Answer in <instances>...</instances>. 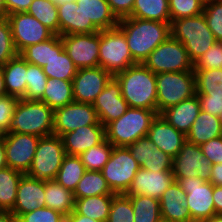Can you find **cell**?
I'll return each mask as SVG.
<instances>
[{
	"label": "cell",
	"instance_id": "6da1fadb",
	"mask_svg": "<svg viewBox=\"0 0 222 222\" xmlns=\"http://www.w3.org/2000/svg\"><path fill=\"white\" fill-rule=\"evenodd\" d=\"M125 35L130 53L137 63H143L148 55L170 36V23L126 17L117 26Z\"/></svg>",
	"mask_w": 222,
	"mask_h": 222
},
{
	"label": "cell",
	"instance_id": "7a4b0ae2",
	"mask_svg": "<svg viewBox=\"0 0 222 222\" xmlns=\"http://www.w3.org/2000/svg\"><path fill=\"white\" fill-rule=\"evenodd\" d=\"M114 77L129 107L157 111L156 74L143 63L131 65Z\"/></svg>",
	"mask_w": 222,
	"mask_h": 222
},
{
	"label": "cell",
	"instance_id": "3957f363",
	"mask_svg": "<svg viewBox=\"0 0 222 222\" xmlns=\"http://www.w3.org/2000/svg\"><path fill=\"white\" fill-rule=\"evenodd\" d=\"M54 110L40 100L19 99L8 133L45 137L53 134Z\"/></svg>",
	"mask_w": 222,
	"mask_h": 222
},
{
	"label": "cell",
	"instance_id": "277c9868",
	"mask_svg": "<svg viewBox=\"0 0 222 222\" xmlns=\"http://www.w3.org/2000/svg\"><path fill=\"white\" fill-rule=\"evenodd\" d=\"M170 32L173 39L184 45L193 64L217 41L207 26L203 13L172 20Z\"/></svg>",
	"mask_w": 222,
	"mask_h": 222
},
{
	"label": "cell",
	"instance_id": "5b68a950",
	"mask_svg": "<svg viewBox=\"0 0 222 222\" xmlns=\"http://www.w3.org/2000/svg\"><path fill=\"white\" fill-rule=\"evenodd\" d=\"M157 111L131 108L105 127L106 139L116 147H128L141 137L147 136Z\"/></svg>",
	"mask_w": 222,
	"mask_h": 222
},
{
	"label": "cell",
	"instance_id": "8992f818",
	"mask_svg": "<svg viewBox=\"0 0 222 222\" xmlns=\"http://www.w3.org/2000/svg\"><path fill=\"white\" fill-rule=\"evenodd\" d=\"M134 64L137 62L118 27L99 31V67L114 77Z\"/></svg>",
	"mask_w": 222,
	"mask_h": 222
},
{
	"label": "cell",
	"instance_id": "52a82bcc",
	"mask_svg": "<svg viewBox=\"0 0 222 222\" xmlns=\"http://www.w3.org/2000/svg\"><path fill=\"white\" fill-rule=\"evenodd\" d=\"M157 86V112L160 114L165 109L196 95L195 73L164 72L156 74Z\"/></svg>",
	"mask_w": 222,
	"mask_h": 222
},
{
	"label": "cell",
	"instance_id": "ba28073f",
	"mask_svg": "<svg viewBox=\"0 0 222 222\" xmlns=\"http://www.w3.org/2000/svg\"><path fill=\"white\" fill-rule=\"evenodd\" d=\"M65 155L60 136L52 134L40 137L27 175L39 180H54Z\"/></svg>",
	"mask_w": 222,
	"mask_h": 222
},
{
	"label": "cell",
	"instance_id": "9c48e42d",
	"mask_svg": "<svg viewBox=\"0 0 222 222\" xmlns=\"http://www.w3.org/2000/svg\"><path fill=\"white\" fill-rule=\"evenodd\" d=\"M153 73L194 71L184 45L171 36L158 45L143 61Z\"/></svg>",
	"mask_w": 222,
	"mask_h": 222
},
{
	"label": "cell",
	"instance_id": "30bf717a",
	"mask_svg": "<svg viewBox=\"0 0 222 222\" xmlns=\"http://www.w3.org/2000/svg\"><path fill=\"white\" fill-rule=\"evenodd\" d=\"M139 169L140 166L128 147L114 146L110 159L101 172L113 193L125 194Z\"/></svg>",
	"mask_w": 222,
	"mask_h": 222
},
{
	"label": "cell",
	"instance_id": "8fae6325",
	"mask_svg": "<svg viewBox=\"0 0 222 222\" xmlns=\"http://www.w3.org/2000/svg\"><path fill=\"white\" fill-rule=\"evenodd\" d=\"M186 192L191 222H199L216 215L213 202V185L199 177L174 178Z\"/></svg>",
	"mask_w": 222,
	"mask_h": 222
},
{
	"label": "cell",
	"instance_id": "7c38bea8",
	"mask_svg": "<svg viewBox=\"0 0 222 222\" xmlns=\"http://www.w3.org/2000/svg\"><path fill=\"white\" fill-rule=\"evenodd\" d=\"M14 47L18 54L30 45L38 44L51 38L54 33L27 12H18L7 16Z\"/></svg>",
	"mask_w": 222,
	"mask_h": 222
},
{
	"label": "cell",
	"instance_id": "4fadbf2b",
	"mask_svg": "<svg viewBox=\"0 0 222 222\" xmlns=\"http://www.w3.org/2000/svg\"><path fill=\"white\" fill-rule=\"evenodd\" d=\"M211 166L200 146L186 141L173 158L172 173L174 178L199 177L209 182Z\"/></svg>",
	"mask_w": 222,
	"mask_h": 222
},
{
	"label": "cell",
	"instance_id": "5bb4252c",
	"mask_svg": "<svg viewBox=\"0 0 222 222\" xmlns=\"http://www.w3.org/2000/svg\"><path fill=\"white\" fill-rule=\"evenodd\" d=\"M64 50L78 69L99 66V32L61 36Z\"/></svg>",
	"mask_w": 222,
	"mask_h": 222
},
{
	"label": "cell",
	"instance_id": "9a60e30c",
	"mask_svg": "<svg viewBox=\"0 0 222 222\" xmlns=\"http://www.w3.org/2000/svg\"><path fill=\"white\" fill-rule=\"evenodd\" d=\"M88 125H102L90 103L72 102L54 110V135L61 137L67 132Z\"/></svg>",
	"mask_w": 222,
	"mask_h": 222
},
{
	"label": "cell",
	"instance_id": "2e32d148",
	"mask_svg": "<svg viewBox=\"0 0 222 222\" xmlns=\"http://www.w3.org/2000/svg\"><path fill=\"white\" fill-rule=\"evenodd\" d=\"M40 137L16 132L5 133L4 146L7 166L27 174L31 168Z\"/></svg>",
	"mask_w": 222,
	"mask_h": 222
},
{
	"label": "cell",
	"instance_id": "e0dca14e",
	"mask_svg": "<svg viewBox=\"0 0 222 222\" xmlns=\"http://www.w3.org/2000/svg\"><path fill=\"white\" fill-rule=\"evenodd\" d=\"M112 77L99 66L78 69L72 80L74 102L93 104Z\"/></svg>",
	"mask_w": 222,
	"mask_h": 222
},
{
	"label": "cell",
	"instance_id": "ac0fdd59",
	"mask_svg": "<svg viewBox=\"0 0 222 222\" xmlns=\"http://www.w3.org/2000/svg\"><path fill=\"white\" fill-rule=\"evenodd\" d=\"M92 105L96 110L99 122L105 127L120 118L129 108L122 96L121 86L115 77L110 79Z\"/></svg>",
	"mask_w": 222,
	"mask_h": 222
},
{
	"label": "cell",
	"instance_id": "d6986e66",
	"mask_svg": "<svg viewBox=\"0 0 222 222\" xmlns=\"http://www.w3.org/2000/svg\"><path fill=\"white\" fill-rule=\"evenodd\" d=\"M83 15V33H95L118 26L119 20L107 0H75Z\"/></svg>",
	"mask_w": 222,
	"mask_h": 222
},
{
	"label": "cell",
	"instance_id": "ffe728a7",
	"mask_svg": "<svg viewBox=\"0 0 222 222\" xmlns=\"http://www.w3.org/2000/svg\"><path fill=\"white\" fill-rule=\"evenodd\" d=\"M173 181L172 171L155 172L140 168L125 195H146L160 199Z\"/></svg>",
	"mask_w": 222,
	"mask_h": 222
},
{
	"label": "cell",
	"instance_id": "44dd1931",
	"mask_svg": "<svg viewBox=\"0 0 222 222\" xmlns=\"http://www.w3.org/2000/svg\"><path fill=\"white\" fill-rule=\"evenodd\" d=\"M45 180L24 174L17 189L16 202L12 212L17 218L22 214L45 207Z\"/></svg>",
	"mask_w": 222,
	"mask_h": 222
},
{
	"label": "cell",
	"instance_id": "7402d4cb",
	"mask_svg": "<svg viewBox=\"0 0 222 222\" xmlns=\"http://www.w3.org/2000/svg\"><path fill=\"white\" fill-rule=\"evenodd\" d=\"M164 153L174 158L187 141L186 135L168 123L160 114L151 123L147 135Z\"/></svg>",
	"mask_w": 222,
	"mask_h": 222
},
{
	"label": "cell",
	"instance_id": "603a6c76",
	"mask_svg": "<svg viewBox=\"0 0 222 222\" xmlns=\"http://www.w3.org/2000/svg\"><path fill=\"white\" fill-rule=\"evenodd\" d=\"M106 138L105 126L88 125L67 132L61 136L65 153L79 156Z\"/></svg>",
	"mask_w": 222,
	"mask_h": 222
},
{
	"label": "cell",
	"instance_id": "cb8c5ba5",
	"mask_svg": "<svg viewBox=\"0 0 222 222\" xmlns=\"http://www.w3.org/2000/svg\"><path fill=\"white\" fill-rule=\"evenodd\" d=\"M161 217L169 222H191L187 208L186 192L173 181L159 199Z\"/></svg>",
	"mask_w": 222,
	"mask_h": 222
},
{
	"label": "cell",
	"instance_id": "d4e9b609",
	"mask_svg": "<svg viewBox=\"0 0 222 222\" xmlns=\"http://www.w3.org/2000/svg\"><path fill=\"white\" fill-rule=\"evenodd\" d=\"M200 111V102L196 94L192 98L165 109L160 115L178 131L187 135Z\"/></svg>",
	"mask_w": 222,
	"mask_h": 222
},
{
	"label": "cell",
	"instance_id": "484cf974",
	"mask_svg": "<svg viewBox=\"0 0 222 222\" xmlns=\"http://www.w3.org/2000/svg\"><path fill=\"white\" fill-rule=\"evenodd\" d=\"M4 78L6 95L22 99L26 93L27 61L18 54L0 68Z\"/></svg>",
	"mask_w": 222,
	"mask_h": 222
},
{
	"label": "cell",
	"instance_id": "4316f807",
	"mask_svg": "<svg viewBox=\"0 0 222 222\" xmlns=\"http://www.w3.org/2000/svg\"><path fill=\"white\" fill-rule=\"evenodd\" d=\"M48 78L72 81L78 68L64 50L62 39L51 48V59L42 67Z\"/></svg>",
	"mask_w": 222,
	"mask_h": 222
},
{
	"label": "cell",
	"instance_id": "83f0119b",
	"mask_svg": "<svg viewBox=\"0 0 222 222\" xmlns=\"http://www.w3.org/2000/svg\"><path fill=\"white\" fill-rule=\"evenodd\" d=\"M222 136V127L218 116L200 111L186 135L188 142L201 145L210 139Z\"/></svg>",
	"mask_w": 222,
	"mask_h": 222
},
{
	"label": "cell",
	"instance_id": "f1b7e54d",
	"mask_svg": "<svg viewBox=\"0 0 222 222\" xmlns=\"http://www.w3.org/2000/svg\"><path fill=\"white\" fill-rule=\"evenodd\" d=\"M45 207L54 209L67 217L75 208L74 193L55 179L45 181Z\"/></svg>",
	"mask_w": 222,
	"mask_h": 222
},
{
	"label": "cell",
	"instance_id": "f546056e",
	"mask_svg": "<svg viewBox=\"0 0 222 222\" xmlns=\"http://www.w3.org/2000/svg\"><path fill=\"white\" fill-rule=\"evenodd\" d=\"M116 194H105L75 199L74 210L80 214L100 222H106Z\"/></svg>",
	"mask_w": 222,
	"mask_h": 222
},
{
	"label": "cell",
	"instance_id": "4dcf8cb0",
	"mask_svg": "<svg viewBox=\"0 0 222 222\" xmlns=\"http://www.w3.org/2000/svg\"><path fill=\"white\" fill-rule=\"evenodd\" d=\"M39 100L53 110L74 102L72 81L48 78L43 96Z\"/></svg>",
	"mask_w": 222,
	"mask_h": 222
},
{
	"label": "cell",
	"instance_id": "1f68e13d",
	"mask_svg": "<svg viewBox=\"0 0 222 222\" xmlns=\"http://www.w3.org/2000/svg\"><path fill=\"white\" fill-rule=\"evenodd\" d=\"M129 17L171 23L168 0H135Z\"/></svg>",
	"mask_w": 222,
	"mask_h": 222
},
{
	"label": "cell",
	"instance_id": "d6a6232c",
	"mask_svg": "<svg viewBox=\"0 0 222 222\" xmlns=\"http://www.w3.org/2000/svg\"><path fill=\"white\" fill-rule=\"evenodd\" d=\"M24 174L10 167L0 170V211H11L16 202L19 182Z\"/></svg>",
	"mask_w": 222,
	"mask_h": 222
},
{
	"label": "cell",
	"instance_id": "836d02e7",
	"mask_svg": "<svg viewBox=\"0 0 222 222\" xmlns=\"http://www.w3.org/2000/svg\"><path fill=\"white\" fill-rule=\"evenodd\" d=\"M59 16V35L83 33V15L76 1L57 5Z\"/></svg>",
	"mask_w": 222,
	"mask_h": 222
},
{
	"label": "cell",
	"instance_id": "e575fe53",
	"mask_svg": "<svg viewBox=\"0 0 222 222\" xmlns=\"http://www.w3.org/2000/svg\"><path fill=\"white\" fill-rule=\"evenodd\" d=\"M86 172L80 156L65 155L55 180L74 193L78 182Z\"/></svg>",
	"mask_w": 222,
	"mask_h": 222
},
{
	"label": "cell",
	"instance_id": "d590c367",
	"mask_svg": "<svg viewBox=\"0 0 222 222\" xmlns=\"http://www.w3.org/2000/svg\"><path fill=\"white\" fill-rule=\"evenodd\" d=\"M105 194H115L108 186L101 171L86 170L74 191V198H85L89 196H99Z\"/></svg>",
	"mask_w": 222,
	"mask_h": 222
},
{
	"label": "cell",
	"instance_id": "8d00e7d4",
	"mask_svg": "<svg viewBox=\"0 0 222 222\" xmlns=\"http://www.w3.org/2000/svg\"><path fill=\"white\" fill-rule=\"evenodd\" d=\"M196 94L222 98V69L194 70Z\"/></svg>",
	"mask_w": 222,
	"mask_h": 222
},
{
	"label": "cell",
	"instance_id": "74e56055",
	"mask_svg": "<svg viewBox=\"0 0 222 222\" xmlns=\"http://www.w3.org/2000/svg\"><path fill=\"white\" fill-rule=\"evenodd\" d=\"M133 206L134 222H156L161 217L159 199L146 196H128Z\"/></svg>",
	"mask_w": 222,
	"mask_h": 222
},
{
	"label": "cell",
	"instance_id": "f35d334b",
	"mask_svg": "<svg viewBox=\"0 0 222 222\" xmlns=\"http://www.w3.org/2000/svg\"><path fill=\"white\" fill-rule=\"evenodd\" d=\"M27 13L35 17L54 34L59 35L58 10L52 0H33Z\"/></svg>",
	"mask_w": 222,
	"mask_h": 222
},
{
	"label": "cell",
	"instance_id": "ab89813d",
	"mask_svg": "<svg viewBox=\"0 0 222 222\" xmlns=\"http://www.w3.org/2000/svg\"><path fill=\"white\" fill-rule=\"evenodd\" d=\"M113 147L105 138L100 144L91 147L79 155L86 170L101 171L110 159Z\"/></svg>",
	"mask_w": 222,
	"mask_h": 222
},
{
	"label": "cell",
	"instance_id": "60d3db41",
	"mask_svg": "<svg viewBox=\"0 0 222 222\" xmlns=\"http://www.w3.org/2000/svg\"><path fill=\"white\" fill-rule=\"evenodd\" d=\"M61 39L60 35L54 34L51 38L38 44L25 48L20 55L29 63L36 64L41 68L51 59V48Z\"/></svg>",
	"mask_w": 222,
	"mask_h": 222
},
{
	"label": "cell",
	"instance_id": "b9f144b4",
	"mask_svg": "<svg viewBox=\"0 0 222 222\" xmlns=\"http://www.w3.org/2000/svg\"><path fill=\"white\" fill-rule=\"evenodd\" d=\"M27 87L22 99L39 100L45 91L48 77L43 69L36 64L27 62Z\"/></svg>",
	"mask_w": 222,
	"mask_h": 222
},
{
	"label": "cell",
	"instance_id": "7bdbcfd3",
	"mask_svg": "<svg viewBox=\"0 0 222 222\" xmlns=\"http://www.w3.org/2000/svg\"><path fill=\"white\" fill-rule=\"evenodd\" d=\"M106 222H134L131 199L125 194H116L112 199Z\"/></svg>",
	"mask_w": 222,
	"mask_h": 222
},
{
	"label": "cell",
	"instance_id": "ee69618b",
	"mask_svg": "<svg viewBox=\"0 0 222 222\" xmlns=\"http://www.w3.org/2000/svg\"><path fill=\"white\" fill-rule=\"evenodd\" d=\"M18 55L8 18L0 19V68Z\"/></svg>",
	"mask_w": 222,
	"mask_h": 222
},
{
	"label": "cell",
	"instance_id": "f6af8a7d",
	"mask_svg": "<svg viewBox=\"0 0 222 222\" xmlns=\"http://www.w3.org/2000/svg\"><path fill=\"white\" fill-rule=\"evenodd\" d=\"M173 158L155 147L149 138V155L144 164L140 167L148 171H172Z\"/></svg>",
	"mask_w": 222,
	"mask_h": 222
},
{
	"label": "cell",
	"instance_id": "bcb514c9",
	"mask_svg": "<svg viewBox=\"0 0 222 222\" xmlns=\"http://www.w3.org/2000/svg\"><path fill=\"white\" fill-rule=\"evenodd\" d=\"M168 2L171 21L203 13L204 6L198 0H168Z\"/></svg>",
	"mask_w": 222,
	"mask_h": 222
},
{
	"label": "cell",
	"instance_id": "7dc6e473",
	"mask_svg": "<svg viewBox=\"0 0 222 222\" xmlns=\"http://www.w3.org/2000/svg\"><path fill=\"white\" fill-rule=\"evenodd\" d=\"M203 14L215 39L222 42V0H212L204 6Z\"/></svg>",
	"mask_w": 222,
	"mask_h": 222
},
{
	"label": "cell",
	"instance_id": "c3c4849f",
	"mask_svg": "<svg viewBox=\"0 0 222 222\" xmlns=\"http://www.w3.org/2000/svg\"><path fill=\"white\" fill-rule=\"evenodd\" d=\"M222 69V42L216 41L194 64L193 70Z\"/></svg>",
	"mask_w": 222,
	"mask_h": 222
},
{
	"label": "cell",
	"instance_id": "681fc988",
	"mask_svg": "<svg viewBox=\"0 0 222 222\" xmlns=\"http://www.w3.org/2000/svg\"><path fill=\"white\" fill-rule=\"evenodd\" d=\"M18 222H65V216L51 208H38L22 214Z\"/></svg>",
	"mask_w": 222,
	"mask_h": 222
},
{
	"label": "cell",
	"instance_id": "f907efd6",
	"mask_svg": "<svg viewBox=\"0 0 222 222\" xmlns=\"http://www.w3.org/2000/svg\"><path fill=\"white\" fill-rule=\"evenodd\" d=\"M19 98L11 95L0 96V129L8 133L11 119Z\"/></svg>",
	"mask_w": 222,
	"mask_h": 222
},
{
	"label": "cell",
	"instance_id": "816d5d0a",
	"mask_svg": "<svg viewBox=\"0 0 222 222\" xmlns=\"http://www.w3.org/2000/svg\"><path fill=\"white\" fill-rule=\"evenodd\" d=\"M200 148L212 165L222 163V136L210 139L201 144Z\"/></svg>",
	"mask_w": 222,
	"mask_h": 222
},
{
	"label": "cell",
	"instance_id": "f5cc1de1",
	"mask_svg": "<svg viewBox=\"0 0 222 222\" xmlns=\"http://www.w3.org/2000/svg\"><path fill=\"white\" fill-rule=\"evenodd\" d=\"M132 157L138 162L141 167L144 161L147 160L149 155V137L144 136L136 140L134 143L128 146Z\"/></svg>",
	"mask_w": 222,
	"mask_h": 222
},
{
	"label": "cell",
	"instance_id": "db71d44e",
	"mask_svg": "<svg viewBox=\"0 0 222 222\" xmlns=\"http://www.w3.org/2000/svg\"><path fill=\"white\" fill-rule=\"evenodd\" d=\"M111 11L118 20L129 17L133 11L135 0H107Z\"/></svg>",
	"mask_w": 222,
	"mask_h": 222
},
{
	"label": "cell",
	"instance_id": "11a10c76",
	"mask_svg": "<svg viewBox=\"0 0 222 222\" xmlns=\"http://www.w3.org/2000/svg\"><path fill=\"white\" fill-rule=\"evenodd\" d=\"M202 111L208 112L211 115L219 116L222 111V98H211L204 94H197Z\"/></svg>",
	"mask_w": 222,
	"mask_h": 222
},
{
	"label": "cell",
	"instance_id": "9f6ffc18",
	"mask_svg": "<svg viewBox=\"0 0 222 222\" xmlns=\"http://www.w3.org/2000/svg\"><path fill=\"white\" fill-rule=\"evenodd\" d=\"M33 0H5L8 15L27 12Z\"/></svg>",
	"mask_w": 222,
	"mask_h": 222
},
{
	"label": "cell",
	"instance_id": "6f0895ef",
	"mask_svg": "<svg viewBox=\"0 0 222 222\" xmlns=\"http://www.w3.org/2000/svg\"><path fill=\"white\" fill-rule=\"evenodd\" d=\"M209 182L213 186H222V163L211 166V175Z\"/></svg>",
	"mask_w": 222,
	"mask_h": 222
},
{
	"label": "cell",
	"instance_id": "680465c9",
	"mask_svg": "<svg viewBox=\"0 0 222 222\" xmlns=\"http://www.w3.org/2000/svg\"><path fill=\"white\" fill-rule=\"evenodd\" d=\"M212 195L216 214H222V186H213Z\"/></svg>",
	"mask_w": 222,
	"mask_h": 222
},
{
	"label": "cell",
	"instance_id": "91938a15",
	"mask_svg": "<svg viewBox=\"0 0 222 222\" xmlns=\"http://www.w3.org/2000/svg\"><path fill=\"white\" fill-rule=\"evenodd\" d=\"M65 222H100L85 215L78 214L75 210L65 217Z\"/></svg>",
	"mask_w": 222,
	"mask_h": 222
},
{
	"label": "cell",
	"instance_id": "94428289",
	"mask_svg": "<svg viewBox=\"0 0 222 222\" xmlns=\"http://www.w3.org/2000/svg\"><path fill=\"white\" fill-rule=\"evenodd\" d=\"M0 222H18V218L10 211H0Z\"/></svg>",
	"mask_w": 222,
	"mask_h": 222
},
{
	"label": "cell",
	"instance_id": "6125c7cd",
	"mask_svg": "<svg viewBox=\"0 0 222 222\" xmlns=\"http://www.w3.org/2000/svg\"><path fill=\"white\" fill-rule=\"evenodd\" d=\"M7 167L4 139L0 140V170Z\"/></svg>",
	"mask_w": 222,
	"mask_h": 222
},
{
	"label": "cell",
	"instance_id": "be15d7a7",
	"mask_svg": "<svg viewBox=\"0 0 222 222\" xmlns=\"http://www.w3.org/2000/svg\"><path fill=\"white\" fill-rule=\"evenodd\" d=\"M8 16L5 0H0V19Z\"/></svg>",
	"mask_w": 222,
	"mask_h": 222
},
{
	"label": "cell",
	"instance_id": "e7e4bbea",
	"mask_svg": "<svg viewBox=\"0 0 222 222\" xmlns=\"http://www.w3.org/2000/svg\"><path fill=\"white\" fill-rule=\"evenodd\" d=\"M199 222H222V214H216L212 216L211 218L201 220Z\"/></svg>",
	"mask_w": 222,
	"mask_h": 222
},
{
	"label": "cell",
	"instance_id": "03108f58",
	"mask_svg": "<svg viewBox=\"0 0 222 222\" xmlns=\"http://www.w3.org/2000/svg\"><path fill=\"white\" fill-rule=\"evenodd\" d=\"M6 95V90L4 86V78L2 73L0 72V96Z\"/></svg>",
	"mask_w": 222,
	"mask_h": 222
},
{
	"label": "cell",
	"instance_id": "003e7915",
	"mask_svg": "<svg viewBox=\"0 0 222 222\" xmlns=\"http://www.w3.org/2000/svg\"><path fill=\"white\" fill-rule=\"evenodd\" d=\"M56 5L65 3V2H70V1H74V0H52Z\"/></svg>",
	"mask_w": 222,
	"mask_h": 222
},
{
	"label": "cell",
	"instance_id": "a7ac6f4b",
	"mask_svg": "<svg viewBox=\"0 0 222 222\" xmlns=\"http://www.w3.org/2000/svg\"><path fill=\"white\" fill-rule=\"evenodd\" d=\"M203 6L208 5L212 0H198Z\"/></svg>",
	"mask_w": 222,
	"mask_h": 222
},
{
	"label": "cell",
	"instance_id": "89a4df30",
	"mask_svg": "<svg viewBox=\"0 0 222 222\" xmlns=\"http://www.w3.org/2000/svg\"><path fill=\"white\" fill-rule=\"evenodd\" d=\"M4 136H5V132L0 129V140L4 139Z\"/></svg>",
	"mask_w": 222,
	"mask_h": 222
},
{
	"label": "cell",
	"instance_id": "2644e50d",
	"mask_svg": "<svg viewBox=\"0 0 222 222\" xmlns=\"http://www.w3.org/2000/svg\"><path fill=\"white\" fill-rule=\"evenodd\" d=\"M156 222H169L165 218L160 217Z\"/></svg>",
	"mask_w": 222,
	"mask_h": 222
},
{
	"label": "cell",
	"instance_id": "8c879c8a",
	"mask_svg": "<svg viewBox=\"0 0 222 222\" xmlns=\"http://www.w3.org/2000/svg\"><path fill=\"white\" fill-rule=\"evenodd\" d=\"M218 118H219V121H220V124H221V127H222V111L220 112Z\"/></svg>",
	"mask_w": 222,
	"mask_h": 222
}]
</instances>
